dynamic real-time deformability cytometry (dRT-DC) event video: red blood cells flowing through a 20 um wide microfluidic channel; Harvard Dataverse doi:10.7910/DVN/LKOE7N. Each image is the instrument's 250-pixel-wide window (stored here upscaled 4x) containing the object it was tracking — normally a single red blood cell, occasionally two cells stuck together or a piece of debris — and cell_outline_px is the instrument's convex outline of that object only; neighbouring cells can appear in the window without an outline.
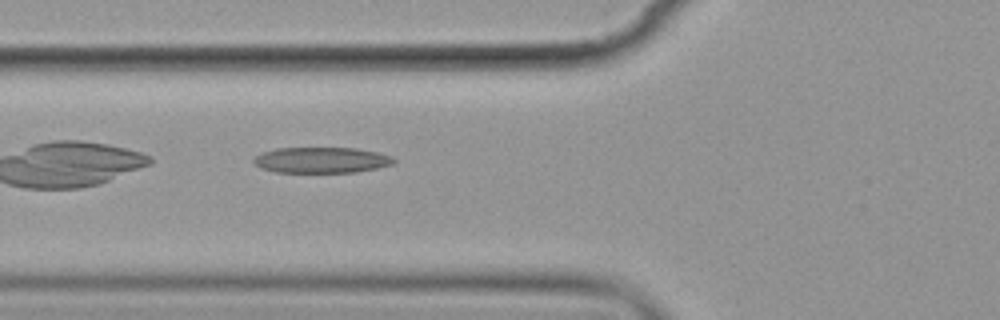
{"species": "common noctule bat (a hibernating species)", "species_latin": "Nyctalus noctula", "temperature_condition": "cold", "stored_images_in_passage": 5, "camera_frame_rate_fps": 3000, "um_per_image_px": 0.085, "animal": {"sex": "female", "body_mass_g": 19.9}, "frame": {"image": 1, "passage_image": 5, "time_ms": 5.333, "image_size_px": [1000, 320], "cell_outline_px": [[396, 164], [356, 172], [276, 172], [260, 168], [252, 160], [260, 152], [276, 148], [356, 148], [376, 152], [392, 156], [396, 160]], "centroid_in_image_um": [27.33, 13.6], "position_along_channel_um": 98.5, "area_um2": 21.15}}